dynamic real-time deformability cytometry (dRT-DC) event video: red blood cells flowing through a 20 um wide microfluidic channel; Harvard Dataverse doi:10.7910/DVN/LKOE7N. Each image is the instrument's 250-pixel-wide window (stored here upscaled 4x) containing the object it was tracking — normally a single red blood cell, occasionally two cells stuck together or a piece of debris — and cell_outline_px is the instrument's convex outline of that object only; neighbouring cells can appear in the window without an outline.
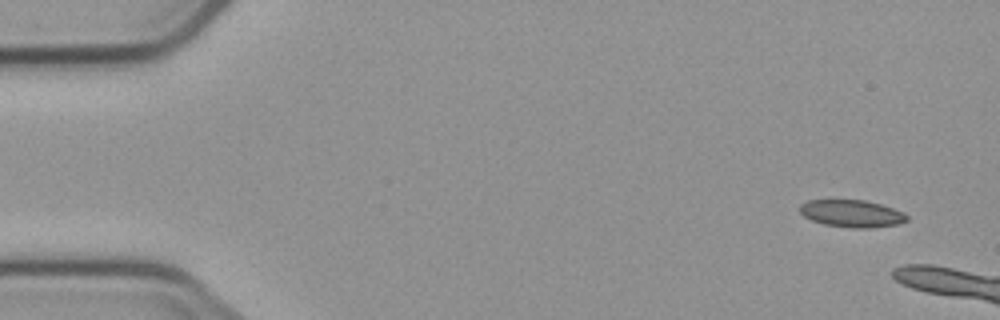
{"species": "common noctule bat (a hibernating species)", "species_latin": "Nyctalus noctula", "temperature_condition": "cold", "stored_images_in_passage": 3, "camera_frame_rate_fps": 3000, "um_per_image_px": 0.085, "animal": {"sex": "male", "body_mass_g": 23.1, "forearm_length_mm": 52.7}, "frame": {"image": 1, "passage_image": 1, "time_ms": 0.0, "image_size_px": [1000, 320], "cell_outline_px": [[908, 220], [896, 224], [868, 228], [852, 228], [824, 224], [812, 220], [804, 216], [800, 212], [800, 204], [808, 200], [832, 196], [864, 200], [880, 204], [904, 212], [908, 216]], "centroid_in_image_um": [72.33, 18.09], "position_along_channel_um": 12.7, "area_um2": 17.69}}